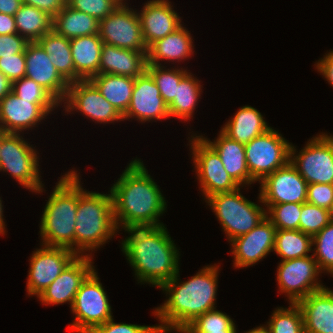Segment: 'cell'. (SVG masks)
<instances>
[{"label": "cell", "instance_id": "cell-1", "mask_svg": "<svg viewBox=\"0 0 333 333\" xmlns=\"http://www.w3.org/2000/svg\"><path fill=\"white\" fill-rule=\"evenodd\" d=\"M117 229L164 225L167 202L143 161L132 160L110 189Z\"/></svg>", "mask_w": 333, "mask_h": 333}, {"label": "cell", "instance_id": "cell-2", "mask_svg": "<svg viewBox=\"0 0 333 333\" xmlns=\"http://www.w3.org/2000/svg\"><path fill=\"white\" fill-rule=\"evenodd\" d=\"M219 265H207L188 281L179 283V272L160 289L168 299L153 312L160 333L182 332L199 315L216 308ZM168 294V295H167Z\"/></svg>", "mask_w": 333, "mask_h": 333}, {"label": "cell", "instance_id": "cell-3", "mask_svg": "<svg viewBox=\"0 0 333 333\" xmlns=\"http://www.w3.org/2000/svg\"><path fill=\"white\" fill-rule=\"evenodd\" d=\"M123 230L130 236L122 241L121 251L133 268L138 283L160 288L180 272L179 250L167 227L161 225Z\"/></svg>", "mask_w": 333, "mask_h": 333}, {"label": "cell", "instance_id": "cell-4", "mask_svg": "<svg viewBox=\"0 0 333 333\" xmlns=\"http://www.w3.org/2000/svg\"><path fill=\"white\" fill-rule=\"evenodd\" d=\"M44 207L40 222L42 245L64 247L75 253V222L79 198V175H62Z\"/></svg>", "mask_w": 333, "mask_h": 333}, {"label": "cell", "instance_id": "cell-5", "mask_svg": "<svg viewBox=\"0 0 333 333\" xmlns=\"http://www.w3.org/2000/svg\"><path fill=\"white\" fill-rule=\"evenodd\" d=\"M79 179V198L75 222V254L85 256L96 251L118 234L110 194L85 191ZM88 253H85L87 252Z\"/></svg>", "mask_w": 333, "mask_h": 333}, {"label": "cell", "instance_id": "cell-6", "mask_svg": "<svg viewBox=\"0 0 333 333\" xmlns=\"http://www.w3.org/2000/svg\"><path fill=\"white\" fill-rule=\"evenodd\" d=\"M240 188L232 192L216 193L205 200L218 218L229 242L249 233L267 215L266 209L246 199L240 193Z\"/></svg>", "mask_w": 333, "mask_h": 333}, {"label": "cell", "instance_id": "cell-7", "mask_svg": "<svg viewBox=\"0 0 333 333\" xmlns=\"http://www.w3.org/2000/svg\"><path fill=\"white\" fill-rule=\"evenodd\" d=\"M35 147L20 135L7 133L0 145V171L8 172L24 188L41 193L44 184L39 170V156Z\"/></svg>", "mask_w": 333, "mask_h": 333}, {"label": "cell", "instance_id": "cell-8", "mask_svg": "<svg viewBox=\"0 0 333 333\" xmlns=\"http://www.w3.org/2000/svg\"><path fill=\"white\" fill-rule=\"evenodd\" d=\"M105 288L94 269L83 281L71 307L74 320L68 327L76 333H90L111 318L112 311Z\"/></svg>", "mask_w": 333, "mask_h": 333}, {"label": "cell", "instance_id": "cell-9", "mask_svg": "<svg viewBox=\"0 0 333 333\" xmlns=\"http://www.w3.org/2000/svg\"><path fill=\"white\" fill-rule=\"evenodd\" d=\"M296 152L291 143L290 162L308 185L333 184V135L322 132Z\"/></svg>", "mask_w": 333, "mask_h": 333}, {"label": "cell", "instance_id": "cell-10", "mask_svg": "<svg viewBox=\"0 0 333 333\" xmlns=\"http://www.w3.org/2000/svg\"><path fill=\"white\" fill-rule=\"evenodd\" d=\"M291 143L270 128L245 144L246 163L251 178L261 182L267 175L290 161Z\"/></svg>", "mask_w": 333, "mask_h": 333}, {"label": "cell", "instance_id": "cell-11", "mask_svg": "<svg viewBox=\"0 0 333 333\" xmlns=\"http://www.w3.org/2000/svg\"><path fill=\"white\" fill-rule=\"evenodd\" d=\"M194 136L189 137L190 152L204 200L216 193L237 190L240 186L226 172L220 156L200 135Z\"/></svg>", "mask_w": 333, "mask_h": 333}, {"label": "cell", "instance_id": "cell-12", "mask_svg": "<svg viewBox=\"0 0 333 333\" xmlns=\"http://www.w3.org/2000/svg\"><path fill=\"white\" fill-rule=\"evenodd\" d=\"M319 273L322 272L313 255L281 261L276 276L279 291L287 294L289 304H297L310 293L326 287L317 280Z\"/></svg>", "mask_w": 333, "mask_h": 333}, {"label": "cell", "instance_id": "cell-13", "mask_svg": "<svg viewBox=\"0 0 333 333\" xmlns=\"http://www.w3.org/2000/svg\"><path fill=\"white\" fill-rule=\"evenodd\" d=\"M137 11L129 8L124 0L111 14L101 19L98 34L103 43L133 51H148Z\"/></svg>", "mask_w": 333, "mask_h": 333}, {"label": "cell", "instance_id": "cell-14", "mask_svg": "<svg viewBox=\"0 0 333 333\" xmlns=\"http://www.w3.org/2000/svg\"><path fill=\"white\" fill-rule=\"evenodd\" d=\"M259 184V202L263 205L307 202L308 183L289 161L267 175Z\"/></svg>", "mask_w": 333, "mask_h": 333}, {"label": "cell", "instance_id": "cell-15", "mask_svg": "<svg viewBox=\"0 0 333 333\" xmlns=\"http://www.w3.org/2000/svg\"><path fill=\"white\" fill-rule=\"evenodd\" d=\"M30 257V269L27 277V294L38 297L77 256L64 247L41 245Z\"/></svg>", "mask_w": 333, "mask_h": 333}, {"label": "cell", "instance_id": "cell-16", "mask_svg": "<svg viewBox=\"0 0 333 333\" xmlns=\"http://www.w3.org/2000/svg\"><path fill=\"white\" fill-rule=\"evenodd\" d=\"M63 102L66 113H71L75 109L98 123L123 121V116L102 96L90 80L70 83Z\"/></svg>", "mask_w": 333, "mask_h": 333}, {"label": "cell", "instance_id": "cell-17", "mask_svg": "<svg viewBox=\"0 0 333 333\" xmlns=\"http://www.w3.org/2000/svg\"><path fill=\"white\" fill-rule=\"evenodd\" d=\"M276 227L265 217L249 233L230 241L235 268H247L260 262L274 250Z\"/></svg>", "mask_w": 333, "mask_h": 333}, {"label": "cell", "instance_id": "cell-18", "mask_svg": "<svg viewBox=\"0 0 333 333\" xmlns=\"http://www.w3.org/2000/svg\"><path fill=\"white\" fill-rule=\"evenodd\" d=\"M92 255L76 256L61 274L37 297L44 305L70 304L86 277L95 269Z\"/></svg>", "mask_w": 333, "mask_h": 333}, {"label": "cell", "instance_id": "cell-19", "mask_svg": "<svg viewBox=\"0 0 333 333\" xmlns=\"http://www.w3.org/2000/svg\"><path fill=\"white\" fill-rule=\"evenodd\" d=\"M168 105L164 102L152 76L145 71L135 78L132 97L123 121L130 118L143 122L168 119Z\"/></svg>", "mask_w": 333, "mask_h": 333}, {"label": "cell", "instance_id": "cell-20", "mask_svg": "<svg viewBox=\"0 0 333 333\" xmlns=\"http://www.w3.org/2000/svg\"><path fill=\"white\" fill-rule=\"evenodd\" d=\"M25 61V77L45 88L62 105L70 84L59 74L49 55L37 41L27 44Z\"/></svg>", "mask_w": 333, "mask_h": 333}, {"label": "cell", "instance_id": "cell-21", "mask_svg": "<svg viewBox=\"0 0 333 333\" xmlns=\"http://www.w3.org/2000/svg\"><path fill=\"white\" fill-rule=\"evenodd\" d=\"M40 105L18 97L12 91L0 101V128L6 133L20 134L33 129L48 116Z\"/></svg>", "mask_w": 333, "mask_h": 333}, {"label": "cell", "instance_id": "cell-22", "mask_svg": "<svg viewBox=\"0 0 333 333\" xmlns=\"http://www.w3.org/2000/svg\"><path fill=\"white\" fill-rule=\"evenodd\" d=\"M169 0H150L138 12L147 48L156 40L173 33L183 24Z\"/></svg>", "mask_w": 333, "mask_h": 333}, {"label": "cell", "instance_id": "cell-23", "mask_svg": "<svg viewBox=\"0 0 333 333\" xmlns=\"http://www.w3.org/2000/svg\"><path fill=\"white\" fill-rule=\"evenodd\" d=\"M305 333H333V291L328 287L300 300Z\"/></svg>", "mask_w": 333, "mask_h": 333}, {"label": "cell", "instance_id": "cell-24", "mask_svg": "<svg viewBox=\"0 0 333 333\" xmlns=\"http://www.w3.org/2000/svg\"><path fill=\"white\" fill-rule=\"evenodd\" d=\"M147 68V51L122 49L103 43L98 74L136 78Z\"/></svg>", "mask_w": 333, "mask_h": 333}, {"label": "cell", "instance_id": "cell-25", "mask_svg": "<svg viewBox=\"0 0 333 333\" xmlns=\"http://www.w3.org/2000/svg\"><path fill=\"white\" fill-rule=\"evenodd\" d=\"M200 136L220 156L224 169L240 187L255 183L247 167L245 144L229 138L222 131H219V135L213 142L202 135Z\"/></svg>", "mask_w": 333, "mask_h": 333}, {"label": "cell", "instance_id": "cell-26", "mask_svg": "<svg viewBox=\"0 0 333 333\" xmlns=\"http://www.w3.org/2000/svg\"><path fill=\"white\" fill-rule=\"evenodd\" d=\"M190 32L183 27L153 42L147 51V64L161 65L160 61L176 63L189 59L194 54V46Z\"/></svg>", "mask_w": 333, "mask_h": 333}, {"label": "cell", "instance_id": "cell-27", "mask_svg": "<svg viewBox=\"0 0 333 333\" xmlns=\"http://www.w3.org/2000/svg\"><path fill=\"white\" fill-rule=\"evenodd\" d=\"M102 47L103 41L99 34L70 39L76 82L90 80L98 74Z\"/></svg>", "mask_w": 333, "mask_h": 333}, {"label": "cell", "instance_id": "cell-28", "mask_svg": "<svg viewBox=\"0 0 333 333\" xmlns=\"http://www.w3.org/2000/svg\"><path fill=\"white\" fill-rule=\"evenodd\" d=\"M233 116L231 120L225 122L221 131L239 143L247 144L272 128L267 124L263 115L249 105L239 108Z\"/></svg>", "mask_w": 333, "mask_h": 333}, {"label": "cell", "instance_id": "cell-29", "mask_svg": "<svg viewBox=\"0 0 333 333\" xmlns=\"http://www.w3.org/2000/svg\"><path fill=\"white\" fill-rule=\"evenodd\" d=\"M90 81L122 116L126 113L131 101L135 78L114 74H97Z\"/></svg>", "mask_w": 333, "mask_h": 333}, {"label": "cell", "instance_id": "cell-30", "mask_svg": "<svg viewBox=\"0 0 333 333\" xmlns=\"http://www.w3.org/2000/svg\"><path fill=\"white\" fill-rule=\"evenodd\" d=\"M99 20L71 8L67 3L53 18L52 29L67 39L98 34Z\"/></svg>", "mask_w": 333, "mask_h": 333}, {"label": "cell", "instance_id": "cell-31", "mask_svg": "<svg viewBox=\"0 0 333 333\" xmlns=\"http://www.w3.org/2000/svg\"><path fill=\"white\" fill-rule=\"evenodd\" d=\"M49 55L59 74L70 84L76 82V72L71 55L70 39L53 29L37 41Z\"/></svg>", "mask_w": 333, "mask_h": 333}, {"label": "cell", "instance_id": "cell-32", "mask_svg": "<svg viewBox=\"0 0 333 333\" xmlns=\"http://www.w3.org/2000/svg\"><path fill=\"white\" fill-rule=\"evenodd\" d=\"M203 88L199 79L188 72L176 85V95L168 105L169 116L188 121L193 117L194 109L198 105V99Z\"/></svg>", "mask_w": 333, "mask_h": 333}, {"label": "cell", "instance_id": "cell-33", "mask_svg": "<svg viewBox=\"0 0 333 333\" xmlns=\"http://www.w3.org/2000/svg\"><path fill=\"white\" fill-rule=\"evenodd\" d=\"M14 19L17 33L29 42L38 41L52 30L53 18L34 6L23 4Z\"/></svg>", "mask_w": 333, "mask_h": 333}, {"label": "cell", "instance_id": "cell-34", "mask_svg": "<svg viewBox=\"0 0 333 333\" xmlns=\"http://www.w3.org/2000/svg\"><path fill=\"white\" fill-rule=\"evenodd\" d=\"M282 260L309 256L312 251V237L300 230L277 229L273 250Z\"/></svg>", "mask_w": 333, "mask_h": 333}, {"label": "cell", "instance_id": "cell-35", "mask_svg": "<svg viewBox=\"0 0 333 333\" xmlns=\"http://www.w3.org/2000/svg\"><path fill=\"white\" fill-rule=\"evenodd\" d=\"M288 307H277L269 322L263 325L269 333H305L301 308L297 304Z\"/></svg>", "mask_w": 333, "mask_h": 333}, {"label": "cell", "instance_id": "cell-36", "mask_svg": "<svg viewBox=\"0 0 333 333\" xmlns=\"http://www.w3.org/2000/svg\"><path fill=\"white\" fill-rule=\"evenodd\" d=\"M146 71L158 86L164 102L169 105L176 95V85L188 73L184 68L167 69L163 65L147 64Z\"/></svg>", "mask_w": 333, "mask_h": 333}, {"label": "cell", "instance_id": "cell-37", "mask_svg": "<svg viewBox=\"0 0 333 333\" xmlns=\"http://www.w3.org/2000/svg\"><path fill=\"white\" fill-rule=\"evenodd\" d=\"M236 329L233 319L215 308L199 315L181 333L236 331Z\"/></svg>", "mask_w": 333, "mask_h": 333}, {"label": "cell", "instance_id": "cell-38", "mask_svg": "<svg viewBox=\"0 0 333 333\" xmlns=\"http://www.w3.org/2000/svg\"><path fill=\"white\" fill-rule=\"evenodd\" d=\"M12 92L22 99L31 100V103L40 104L48 113L60 106L45 88L27 77L13 82Z\"/></svg>", "mask_w": 333, "mask_h": 333}, {"label": "cell", "instance_id": "cell-39", "mask_svg": "<svg viewBox=\"0 0 333 333\" xmlns=\"http://www.w3.org/2000/svg\"><path fill=\"white\" fill-rule=\"evenodd\" d=\"M312 254L319 270L333 275V222H329L315 236L312 237Z\"/></svg>", "mask_w": 333, "mask_h": 333}, {"label": "cell", "instance_id": "cell-40", "mask_svg": "<svg viewBox=\"0 0 333 333\" xmlns=\"http://www.w3.org/2000/svg\"><path fill=\"white\" fill-rule=\"evenodd\" d=\"M302 204L303 203H282L264 205L266 207V217L272 222L276 229L299 230Z\"/></svg>", "mask_w": 333, "mask_h": 333}, {"label": "cell", "instance_id": "cell-41", "mask_svg": "<svg viewBox=\"0 0 333 333\" xmlns=\"http://www.w3.org/2000/svg\"><path fill=\"white\" fill-rule=\"evenodd\" d=\"M330 221L329 210L308 202L302 204L299 230L303 233L313 237Z\"/></svg>", "mask_w": 333, "mask_h": 333}, {"label": "cell", "instance_id": "cell-42", "mask_svg": "<svg viewBox=\"0 0 333 333\" xmlns=\"http://www.w3.org/2000/svg\"><path fill=\"white\" fill-rule=\"evenodd\" d=\"M124 0H67L73 9L84 12L97 20L111 14Z\"/></svg>", "mask_w": 333, "mask_h": 333}, {"label": "cell", "instance_id": "cell-43", "mask_svg": "<svg viewBox=\"0 0 333 333\" xmlns=\"http://www.w3.org/2000/svg\"><path fill=\"white\" fill-rule=\"evenodd\" d=\"M0 71L13 83L26 75L25 52L0 57Z\"/></svg>", "mask_w": 333, "mask_h": 333}, {"label": "cell", "instance_id": "cell-44", "mask_svg": "<svg viewBox=\"0 0 333 333\" xmlns=\"http://www.w3.org/2000/svg\"><path fill=\"white\" fill-rule=\"evenodd\" d=\"M90 333H160L158 326L115 323L111 318L104 324L95 327Z\"/></svg>", "mask_w": 333, "mask_h": 333}, {"label": "cell", "instance_id": "cell-45", "mask_svg": "<svg viewBox=\"0 0 333 333\" xmlns=\"http://www.w3.org/2000/svg\"><path fill=\"white\" fill-rule=\"evenodd\" d=\"M307 202L330 210L333 204V184H309L307 186Z\"/></svg>", "mask_w": 333, "mask_h": 333}, {"label": "cell", "instance_id": "cell-46", "mask_svg": "<svg viewBox=\"0 0 333 333\" xmlns=\"http://www.w3.org/2000/svg\"><path fill=\"white\" fill-rule=\"evenodd\" d=\"M29 41L18 33L0 35V57L25 52Z\"/></svg>", "mask_w": 333, "mask_h": 333}, {"label": "cell", "instance_id": "cell-47", "mask_svg": "<svg viewBox=\"0 0 333 333\" xmlns=\"http://www.w3.org/2000/svg\"><path fill=\"white\" fill-rule=\"evenodd\" d=\"M23 4L34 6L54 18L66 4L65 0H22Z\"/></svg>", "mask_w": 333, "mask_h": 333}, {"label": "cell", "instance_id": "cell-48", "mask_svg": "<svg viewBox=\"0 0 333 333\" xmlns=\"http://www.w3.org/2000/svg\"><path fill=\"white\" fill-rule=\"evenodd\" d=\"M316 70L329 82L333 88V51L316 61Z\"/></svg>", "mask_w": 333, "mask_h": 333}, {"label": "cell", "instance_id": "cell-49", "mask_svg": "<svg viewBox=\"0 0 333 333\" xmlns=\"http://www.w3.org/2000/svg\"><path fill=\"white\" fill-rule=\"evenodd\" d=\"M17 33L14 16L0 13V35Z\"/></svg>", "mask_w": 333, "mask_h": 333}, {"label": "cell", "instance_id": "cell-50", "mask_svg": "<svg viewBox=\"0 0 333 333\" xmlns=\"http://www.w3.org/2000/svg\"><path fill=\"white\" fill-rule=\"evenodd\" d=\"M22 5V0H0V13L14 16Z\"/></svg>", "mask_w": 333, "mask_h": 333}, {"label": "cell", "instance_id": "cell-51", "mask_svg": "<svg viewBox=\"0 0 333 333\" xmlns=\"http://www.w3.org/2000/svg\"><path fill=\"white\" fill-rule=\"evenodd\" d=\"M12 91V82L0 71V101Z\"/></svg>", "mask_w": 333, "mask_h": 333}, {"label": "cell", "instance_id": "cell-52", "mask_svg": "<svg viewBox=\"0 0 333 333\" xmlns=\"http://www.w3.org/2000/svg\"><path fill=\"white\" fill-rule=\"evenodd\" d=\"M2 198L0 197V234L4 235L6 234L5 230V222H4V215H3V205H2Z\"/></svg>", "mask_w": 333, "mask_h": 333}, {"label": "cell", "instance_id": "cell-53", "mask_svg": "<svg viewBox=\"0 0 333 333\" xmlns=\"http://www.w3.org/2000/svg\"><path fill=\"white\" fill-rule=\"evenodd\" d=\"M246 333H269L266 328L262 325L256 328H253L249 331H246Z\"/></svg>", "mask_w": 333, "mask_h": 333}, {"label": "cell", "instance_id": "cell-54", "mask_svg": "<svg viewBox=\"0 0 333 333\" xmlns=\"http://www.w3.org/2000/svg\"><path fill=\"white\" fill-rule=\"evenodd\" d=\"M6 134H7V133L4 132V131L0 128V145H1L2 138H3Z\"/></svg>", "mask_w": 333, "mask_h": 333}, {"label": "cell", "instance_id": "cell-55", "mask_svg": "<svg viewBox=\"0 0 333 333\" xmlns=\"http://www.w3.org/2000/svg\"><path fill=\"white\" fill-rule=\"evenodd\" d=\"M208 333H237V331H216V332H208Z\"/></svg>", "mask_w": 333, "mask_h": 333}, {"label": "cell", "instance_id": "cell-56", "mask_svg": "<svg viewBox=\"0 0 333 333\" xmlns=\"http://www.w3.org/2000/svg\"><path fill=\"white\" fill-rule=\"evenodd\" d=\"M329 213H330V220H331V222H333V204L329 210Z\"/></svg>", "mask_w": 333, "mask_h": 333}]
</instances>
